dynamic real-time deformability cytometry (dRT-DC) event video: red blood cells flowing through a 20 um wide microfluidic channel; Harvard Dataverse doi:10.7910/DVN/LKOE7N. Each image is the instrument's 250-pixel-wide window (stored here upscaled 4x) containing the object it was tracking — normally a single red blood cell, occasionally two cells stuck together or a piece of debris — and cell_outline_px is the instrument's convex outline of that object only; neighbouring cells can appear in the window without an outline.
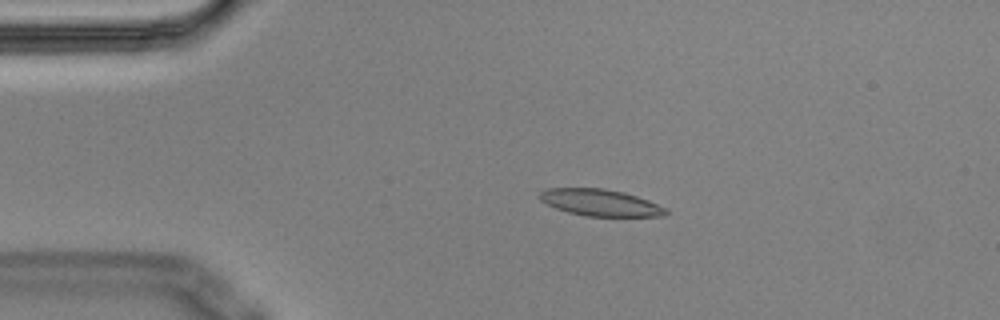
{"species": "Egyptian fruit bat (a non-hibernating species)", "species_latin": "Rousettus aegyptiacus", "temperature_condition": "cold", "stored_images_in_passage": 14, "camera_frame_rate_fps": 3000, "um_per_image_px": 0.085, "animal": {"sex": "male"}, "frame": {"image": 1, "passage_image": 3, "time_ms": 0.667, "image_size_px": [1000, 320], "cell_outline_px": [[668, 212], [664, 216], [588, 216], [568, 212], [556, 208], [540, 200], [540, 192], [548, 188], [604, 188], [624, 192], [648, 200], [668, 208]], "centroid_in_image_um": [51.06, 17.22], "position_along_channel_um": 33.9, "area_um2": 19.54}}
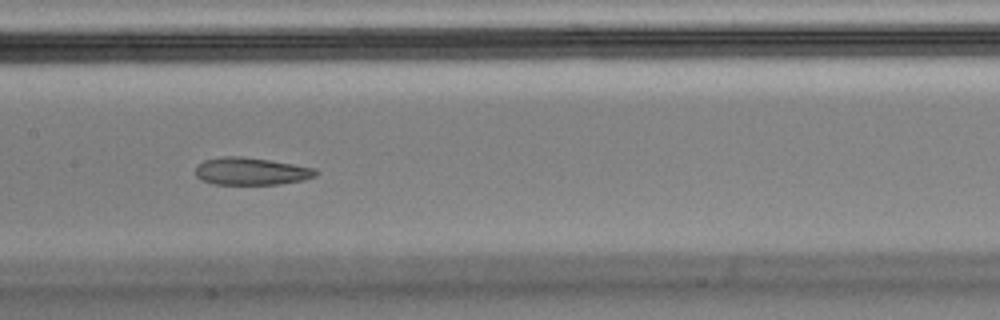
{"frame": {"image": 2, "passage_image": 7, "time_ms": 2.0, "image_size_px": [1000, 320], "cell_outline_px": [[320, 172], [316, 176], [304, 180], [280, 184], [212, 184], [200, 180], [196, 176], [196, 164], [204, 160], [220, 156], [240, 156], [268, 160], [316, 168]], "centroid_in_image_um": [21.33, 14.56], "position_along_channel_um": 186.1, "area_um2": 19.42}}